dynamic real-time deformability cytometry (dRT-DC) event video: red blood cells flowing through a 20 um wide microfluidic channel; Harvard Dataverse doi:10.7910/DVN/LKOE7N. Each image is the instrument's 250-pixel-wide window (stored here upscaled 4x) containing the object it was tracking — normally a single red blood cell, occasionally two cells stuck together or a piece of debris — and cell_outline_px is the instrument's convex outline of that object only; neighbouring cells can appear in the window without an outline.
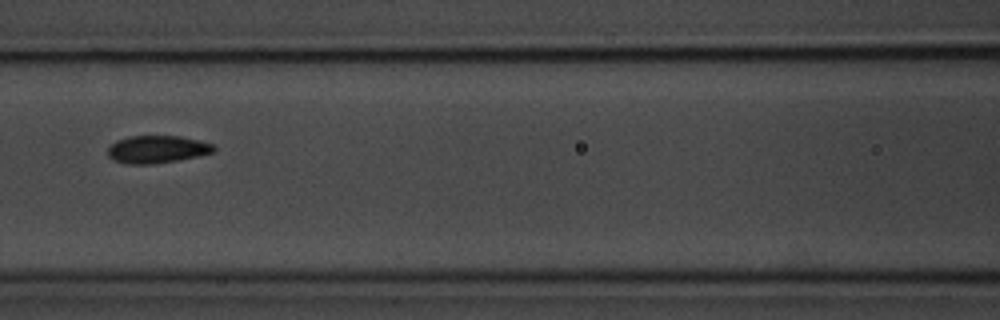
{"species": "common noctule bat (a hibernating species)", "species_latin": "Nyctalus noctula", "temperature_condition": "room temperature", "stored_images_in_passage": 12, "camera_frame_rate_fps": 3000, "um_per_image_px": 0.085, "animal": {"sex": "male", "body_mass_g": 20.1, "forearm_length_mm": 53.5}, "frame": {"image": 1, "passage_image": 4, "time_ms": 4.333, "image_size_px": [1000, 320], "cell_outline_px": [[216, 148], [212, 152], [200, 156], [152, 164], [128, 164], [112, 160], [108, 156], [108, 148], [116, 140], [128, 136], [180, 136], [200, 140], [212, 144]], "centroid_in_image_um": [13.33, 12.69], "position_along_channel_um": 153.3, "area_um2": 17.05}}
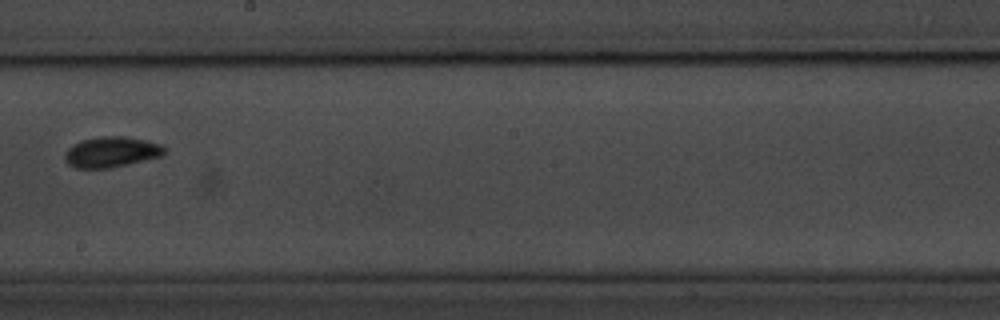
{"frame": {"image": 2, "passage_image": 6, "time_ms": 6.667, "image_size_px": [1000, 320], "cell_outline_px": [[164, 156], [128, 164], [108, 168], [76, 168], [68, 164], [64, 160], [64, 152], [72, 144], [80, 140], [100, 136], [128, 136], [160, 144], [164, 148]], "centroid_in_image_um": [9.43, 12.91], "position_along_channel_um": 238.8, "area_um2": 17.92}}
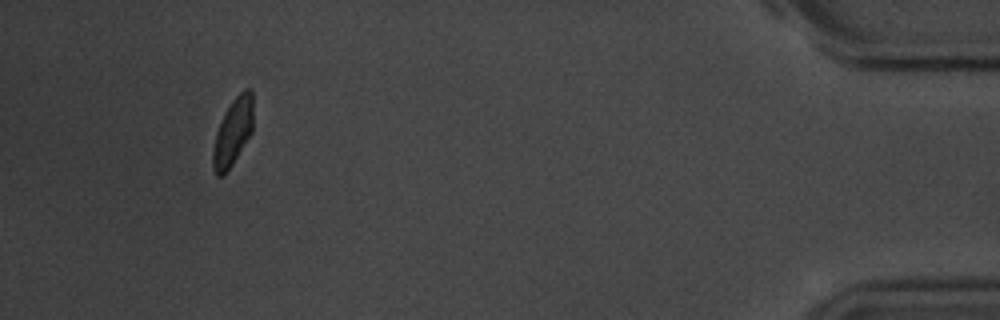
{"frame": {"image": 3, "passage_image": 12, "time_ms": 13.333, "image_size_px": [1000, 320], "cell_outline_px": [[252, 132], [232, 164], [224, 176], [216, 176], [212, 168], [212, 152], [216, 132], [224, 112], [232, 100], [244, 88], [252, 88]], "centroid_in_image_um": [19.77, 11.23], "position_along_channel_um": 415.4, "area_um2": 15.84}, "authors_computed_cell_mechanics": {"area_um2": 17.7446, "velocity_mm_per_s": 3.6633, "shape_relaxation_time_tau1_ms": 7.5469, "shape_relaxation_time_tau2_ms": 5.8488, "deformation_change_tau1": 0.2002, "deformation_change_tau2": 0.0608}}